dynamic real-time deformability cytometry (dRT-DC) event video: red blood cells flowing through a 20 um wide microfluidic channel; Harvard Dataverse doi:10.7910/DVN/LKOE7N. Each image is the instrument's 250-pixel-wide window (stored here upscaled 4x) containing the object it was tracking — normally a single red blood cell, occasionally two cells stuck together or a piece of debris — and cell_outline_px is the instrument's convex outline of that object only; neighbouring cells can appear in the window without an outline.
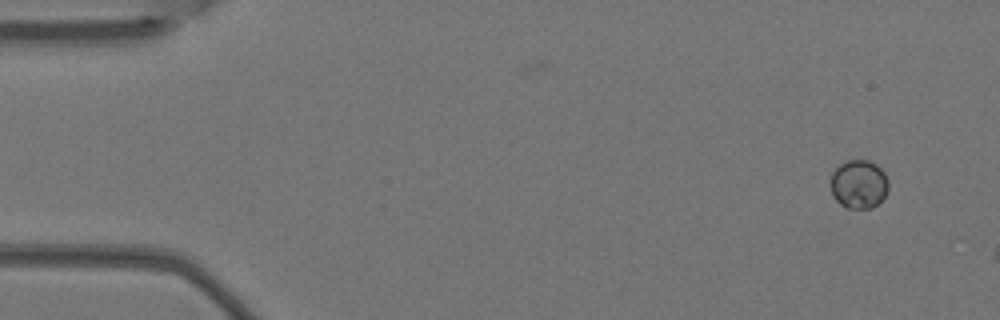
{"species": "Egyptian fruit bat (a non-hibernating species)", "species_latin": "Rousettus aegyptiacus", "temperature_condition": "warm", "stored_images_in_passage": 2, "camera_frame_rate_fps": 3000, "um_per_image_px": 0.085, "animal": {"sex": "female"}, "frame": {"image": 1, "passage_image": 2, "time_ms": 0.333, "image_size_px": [1000, 320], "cell_outline_px": [[888, 188], [884, 196], [872, 208], [848, 208], [840, 204], [832, 196], [828, 184], [832, 172], [840, 164], [848, 160], [868, 160], [876, 164], [884, 172], [888, 180]], "centroid_in_image_um": [72.95, 15.65], "position_along_channel_um": 12.0, "area_um2": 16.59}}